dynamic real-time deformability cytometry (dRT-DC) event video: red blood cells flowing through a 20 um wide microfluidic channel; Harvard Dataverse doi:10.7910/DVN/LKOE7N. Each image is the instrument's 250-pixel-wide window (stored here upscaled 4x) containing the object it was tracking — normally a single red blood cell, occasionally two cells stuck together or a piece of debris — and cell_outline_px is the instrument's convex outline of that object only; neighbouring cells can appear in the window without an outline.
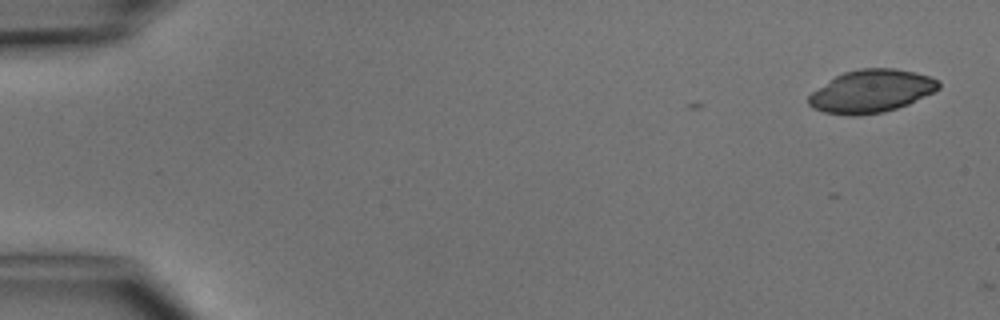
{"species": "common noctule bat (a hibernating species)", "species_latin": "Nyctalus noctula", "temperature_condition": "cold", "stored_images_in_passage": 2, "camera_frame_rate_fps": 3000, "um_per_image_px": 0.085, "animal": {"sex": "male", "body_mass_g": 15.6}, "frame": {"image": 1, "passage_image": 1, "time_ms": 0.0, "image_size_px": [1000, 320], "cell_outline_px": [[940, 88], [908, 104], [884, 112], [860, 116], [852, 116], [824, 112], [812, 108], [808, 104], [808, 96], [812, 92], [836, 76], [844, 72], [860, 68], [896, 68], [916, 72], [940, 80]], "centroid_in_image_um": [74.06, 7.75], "position_along_channel_um": 10.9, "area_um2": 32.43}}